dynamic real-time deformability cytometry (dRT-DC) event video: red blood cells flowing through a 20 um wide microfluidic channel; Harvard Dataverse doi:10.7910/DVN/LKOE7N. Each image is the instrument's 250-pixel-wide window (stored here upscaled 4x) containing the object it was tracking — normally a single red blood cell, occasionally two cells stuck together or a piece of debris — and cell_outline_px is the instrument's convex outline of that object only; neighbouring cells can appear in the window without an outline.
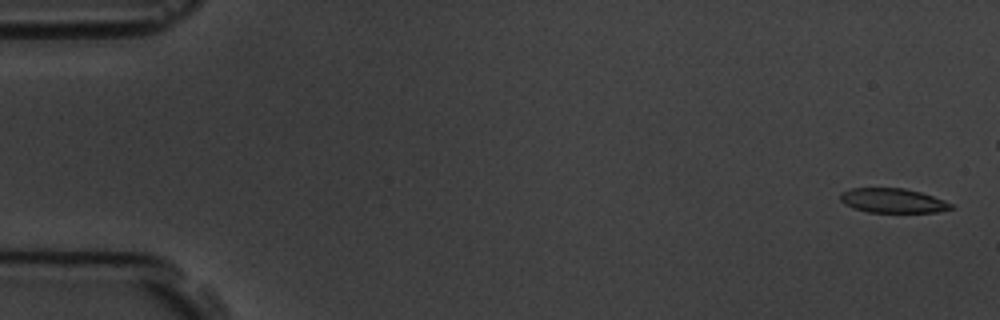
{"species": "common noctule bat (a hibernating species)", "species_latin": "Nyctalus noctula", "temperature_condition": "room temperature", "stored_images_in_passage": 14, "camera_frame_rate_fps": 3000, "um_per_image_px": 0.085, "animal": {"sex": "male", "body_mass_g": 19.5, "forearm_length_mm": 54.6}, "frame": {"image": 1, "passage_image": 1, "time_ms": 0.0, "image_size_px": [1000, 320], "cell_outline_px": [[956, 208], [936, 212], [868, 212], [852, 208], [844, 204], [840, 200], [840, 192], [852, 188], [904, 188], [920, 192], [944, 200], [952, 204]], "centroid_in_image_um": [75.87, 17.05], "position_along_channel_um": 9.1, "area_um2": 15.84}}
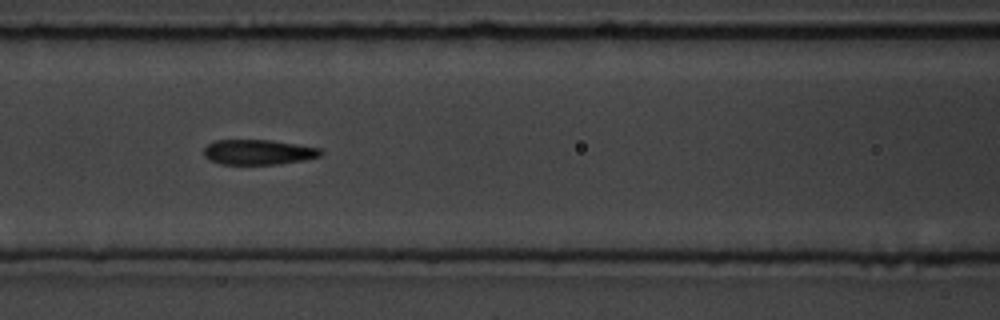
{"frame": {"image": 2, "passage_image": 7, "time_ms": 7.667, "image_size_px": [1000, 320], "cell_outline_px": [[324, 152], [320, 156], [304, 160], [280, 164], [220, 164], [204, 156], [204, 148], [208, 144], [216, 140], [272, 140], [324, 148]], "centroid_in_image_um": [22.02, 12.92], "position_along_channel_um": 144.6, "area_um2": 17.22}}